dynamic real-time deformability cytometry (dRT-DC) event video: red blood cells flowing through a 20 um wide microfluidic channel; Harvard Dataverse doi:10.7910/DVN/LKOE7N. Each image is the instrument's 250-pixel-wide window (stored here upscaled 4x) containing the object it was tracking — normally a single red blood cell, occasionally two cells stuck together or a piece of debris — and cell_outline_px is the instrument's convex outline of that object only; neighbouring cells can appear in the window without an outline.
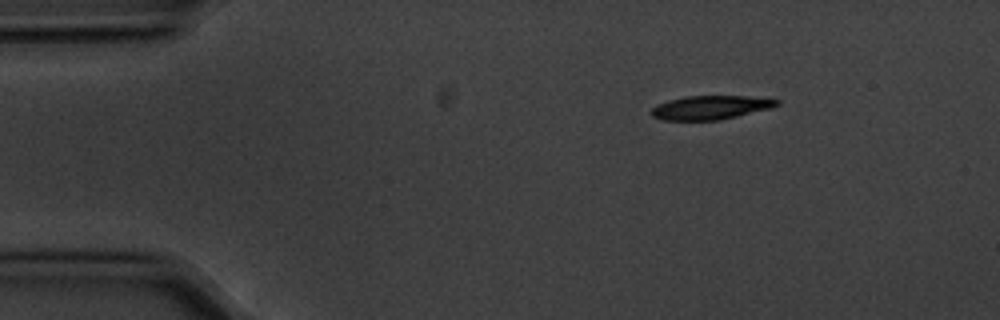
{"species": "common noctule bat (a hibernating species)", "species_latin": "Nyctalus noctula", "temperature_condition": "cold", "stored_images_in_passage": 3, "camera_frame_rate_fps": 3000, "um_per_image_px": 0.085, "animal": {"sex": "male", "body_mass_g": 20.1, "forearm_length_mm": 53.5}, "frame": {"image": 1, "passage_image": 1, "time_ms": 0.0, "image_size_px": [1000, 320], "cell_outline_px": [[780, 104], [772, 108], [720, 120], [664, 120], [652, 116], [652, 108], [656, 104], [668, 100], [684, 96], [748, 96], [780, 100]], "centroid_in_image_um": [60.4, 9.13], "position_along_channel_um": 24.6, "area_um2": 17.46}}